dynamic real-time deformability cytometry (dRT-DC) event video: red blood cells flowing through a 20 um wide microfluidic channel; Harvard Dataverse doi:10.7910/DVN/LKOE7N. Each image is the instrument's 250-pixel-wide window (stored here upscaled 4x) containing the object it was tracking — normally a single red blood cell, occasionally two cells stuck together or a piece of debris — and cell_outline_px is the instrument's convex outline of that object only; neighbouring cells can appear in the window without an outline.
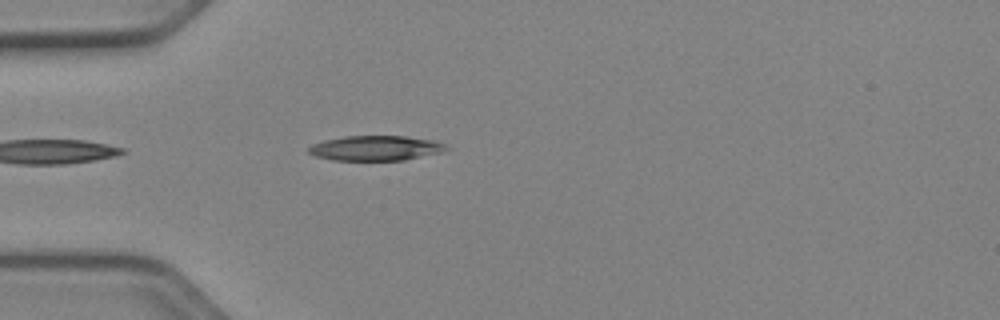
{"species": "Egyptian fruit bat (a non-hibernating species)", "species_latin": "Rousettus aegyptiacus", "temperature_condition": "cold", "stored_images_in_passage": 25, "camera_frame_rate_fps": 3000, "um_per_image_px": 0.085, "animal": {"sex": "female"}, "frame": {"image": 1, "passage_image": 2, "time_ms": 0.333, "image_size_px": [1000, 320], "cell_outline_px": [[448, 148], [444, 152], [404, 160], [332, 160], [316, 156], [308, 152], [308, 148], [312, 144], [324, 140], [344, 136], [404, 136], [432, 140], [444, 144]], "centroid_in_image_um": [31.92, 12.59], "position_along_channel_um": 53.1, "area_um2": 19.94}}
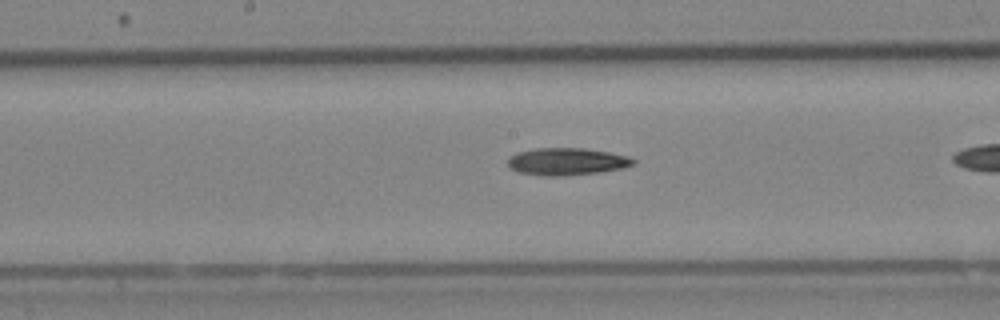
{"frame": {"image": 2, "passage_image": 11, "time_ms": 3.333, "image_size_px": [1000, 320], "cell_outline_px": [[636, 164], [624, 168], [600, 172], [564, 176], [540, 176], [520, 172], [508, 168], [508, 156], [516, 152], [536, 148], [584, 148], [608, 152], [628, 156], [636, 160]], "centroid_in_image_um": [48.16, 13.73], "position_along_channel_um": 200.0, "area_um2": 20.23}}
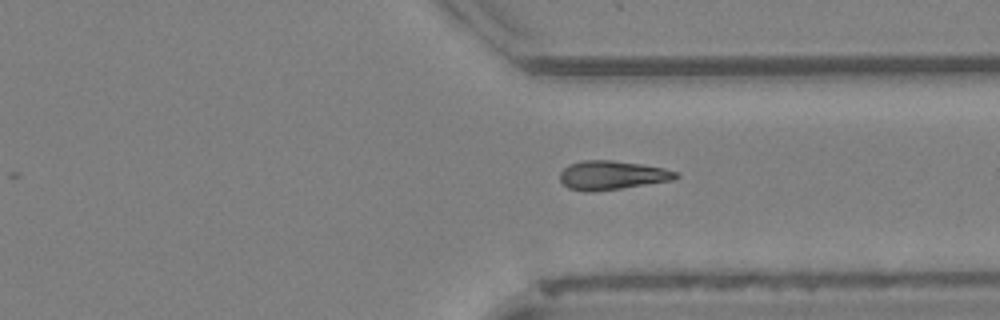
{"frame": {"image": 3, "passage_image": 23, "time_ms": 7.333, "image_size_px": [1000, 320], "cell_outline_px": [[680, 176], [672, 180], [620, 188], [584, 192], [568, 188], [560, 180], [560, 172], [568, 164], [584, 160], [612, 160], [640, 164], [664, 168], [680, 172]], "centroid_in_image_um": [52.02, 14.88], "position_along_channel_um": 359.4, "area_um2": 19.42}}